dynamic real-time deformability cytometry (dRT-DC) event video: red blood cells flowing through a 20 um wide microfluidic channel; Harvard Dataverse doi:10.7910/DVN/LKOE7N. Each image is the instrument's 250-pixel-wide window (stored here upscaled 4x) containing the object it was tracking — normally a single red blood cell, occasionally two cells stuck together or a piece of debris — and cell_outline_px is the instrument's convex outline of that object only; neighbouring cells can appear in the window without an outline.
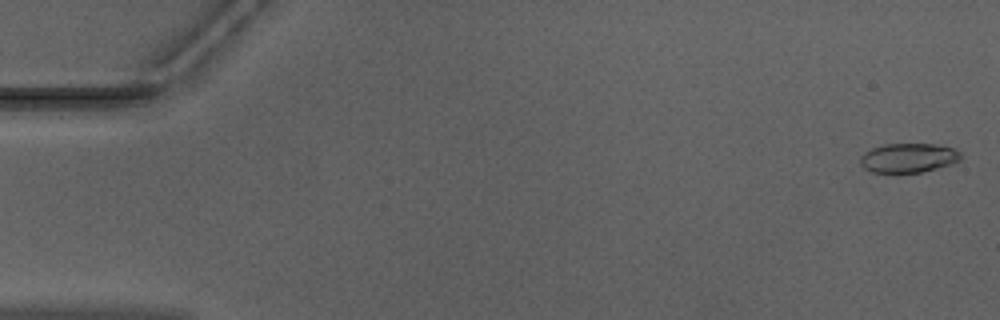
{"species": "Egyptian fruit bat (a non-hibernating species)", "species_latin": "Rousettus aegyptiacus", "temperature_condition": "warm", "stored_images_in_passage": 53, "camera_frame_rate_fps": 3000, "um_per_image_px": 0.085, "animal": {"sex": "male"}, "frame": {"image": 1, "passage_image": 2, "time_ms": 0.333, "image_size_px": [1000, 320], "cell_outline_px": [[960, 160], [952, 164], [920, 172], [872, 172], [864, 168], [860, 164], [860, 156], [864, 152], [872, 148], [884, 144], [936, 144], [952, 148], [960, 152]], "centroid_in_image_um": [77.19, 13.41], "position_along_channel_um": 7.8, "area_um2": 17.05}}
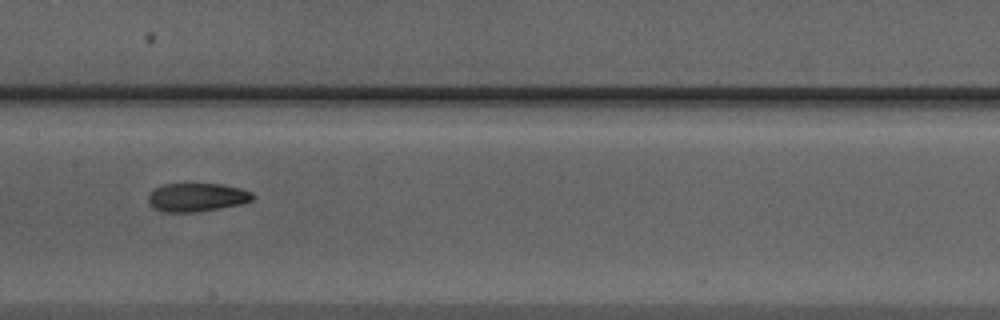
{"frame": {"image": 2, "passage_image": 27, "time_ms": 8.667, "image_size_px": [1000, 320], "cell_outline_px": [[256, 196], [252, 200], [240, 204], [220, 208], [196, 212], [164, 212], [152, 208], [148, 204], [148, 196], [152, 188], [164, 184], [220, 184], [240, 188], [252, 192]], "centroid_in_image_um": [16.69, 16.77], "position_along_channel_um": 190.7, "area_um2": 17.51}}
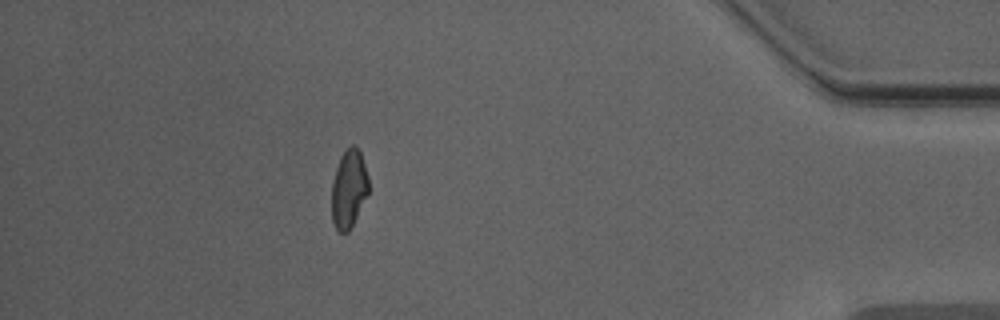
{"frame": {"image": 3, "passage_image": 47, "time_ms": 15.333, "image_size_px": [1000, 320], "cell_outline_px": [[368, 192], [348, 232], [340, 232], [336, 228], [332, 220], [332, 180], [340, 156], [352, 144], [356, 144], [360, 152], [368, 176]], "centroid_in_image_um": [29.63, 16.01], "position_along_channel_um": 405.6, "area_um2": 16.53}, "authors_computed_cell_mechanics": {"area_um2": 17.629, "velocity_mm_per_s": 3.9764, "shape_relaxation_time_tau1_ms": 4.2786, "shape_relaxation_time_tau2_ms": 2.0639, "deformation_change_tau1": 0.1598, "deformation_change_tau2": 0.0838}}